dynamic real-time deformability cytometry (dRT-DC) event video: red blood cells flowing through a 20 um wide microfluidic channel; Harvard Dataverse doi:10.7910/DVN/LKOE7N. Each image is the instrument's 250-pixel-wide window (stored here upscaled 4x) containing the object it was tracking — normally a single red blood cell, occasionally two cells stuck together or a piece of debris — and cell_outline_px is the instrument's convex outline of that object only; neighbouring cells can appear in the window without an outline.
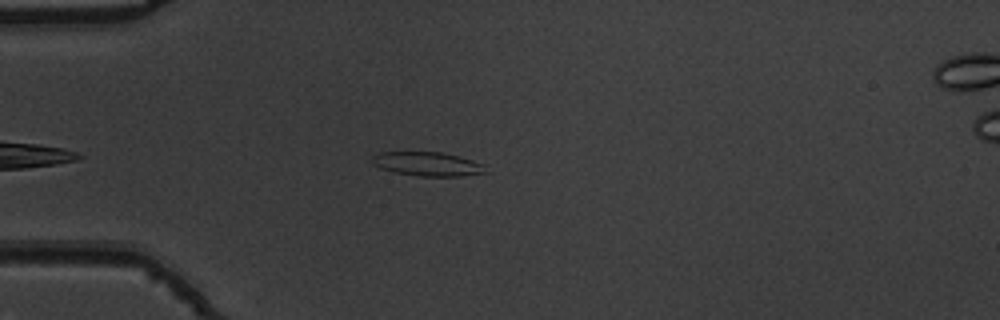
{"species": "common noctule bat (a hibernating species)", "species_latin": "Nyctalus noctula", "temperature_condition": "warm", "stored_images_in_passage": 38, "segment_of_instrument_passage": [1, 2], "camera_frame_rate_fps": 3000, "um_per_image_px": 0.085, "animal": {"sex": "male", "body_mass_g": 19.5, "forearm_length_mm": 54.6}, "frame": {"image": 1, "passage_image": 5, "time_ms": 1.333, "image_size_px": [1000, 320], "cell_outline_px": [[488, 172], [460, 176], [420, 176], [392, 172], [380, 168], [372, 164], [372, 156], [380, 152], [444, 152], [460, 156], [484, 164]], "centroid_in_image_um": [36.34, 13.93], "position_along_channel_um": 48.7, "area_um2": 16.01}}
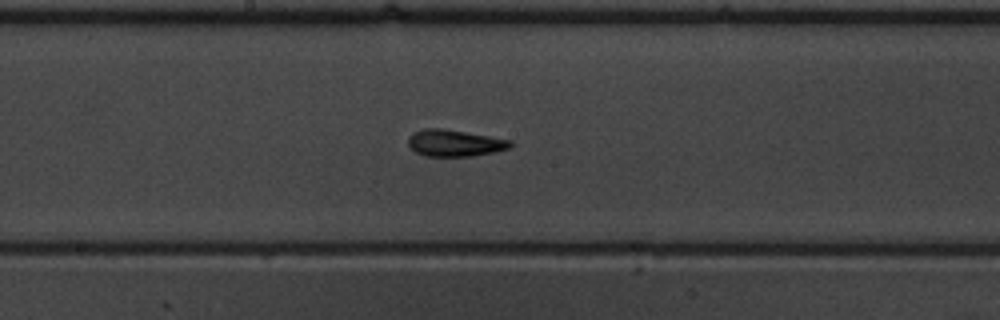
{"frame": {"image": 2, "passage_image": 19, "time_ms": 6.0, "image_size_px": [1000, 320], "cell_outline_px": [[512, 148], [496, 152], [472, 156], [424, 156], [416, 152], [408, 144], [408, 136], [412, 132], [424, 128], [444, 128], [512, 140]], "centroid_in_image_um": [38.66, 12.15], "position_along_channel_um": 209.5, "area_um2": 16.13}}
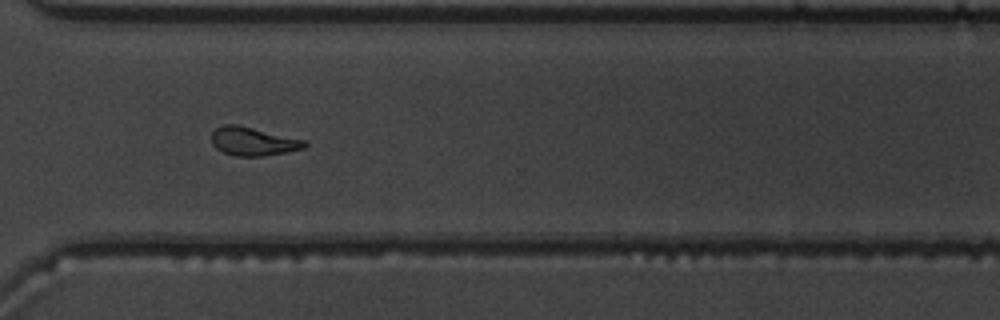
{"frame": {"image": 3, "passage_image": 30, "time_ms": 9.667, "image_size_px": [1000, 320], "cell_outline_px": [[308, 144], [304, 148], [284, 152], [260, 156], [236, 156], [224, 152], [216, 148], [212, 144], [212, 132], [216, 128], [224, 124], [236, 124], [308, 140]], "centroid_in_image_um": [21.53, 12.0], "position_along_channel_um": 349.1, "area_um2": 15.43}}